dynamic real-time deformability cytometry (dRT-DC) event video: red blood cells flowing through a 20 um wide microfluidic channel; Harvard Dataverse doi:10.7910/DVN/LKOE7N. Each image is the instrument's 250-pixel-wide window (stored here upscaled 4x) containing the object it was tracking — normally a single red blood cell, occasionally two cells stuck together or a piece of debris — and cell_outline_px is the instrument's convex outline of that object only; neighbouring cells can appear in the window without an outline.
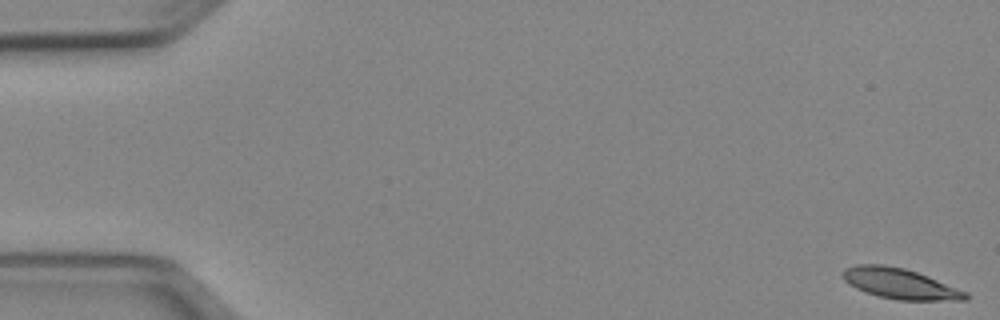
{"species": "Egyptian fruit bat (a non-hibernating species)", "species_latin": "Rousettus aegyptiacus", "temperature_condition": "cold", "stored_images_in_passage": 52, "camera_frame_rate_fps": 3000, "um_per_image_px": 0.085, "animal": {"sex": "female"}, "frame": {"image": 1, "passage_image": 1, "time_ms": 0.0, "image_size_px": [1000, 320], "cell_outline_px": [[968, 300], [900, 300], [880, 296], [856, 288], [848, 284], [840, 276], [840, 272], [844, 268], [856, 264], [884, 264], [904, 268], [916, 272], [968, 292]], "centroid_in_image_um": [76.45, 24.09], "position_along_channel_um": 8.6, "area_um2": 21.73}}
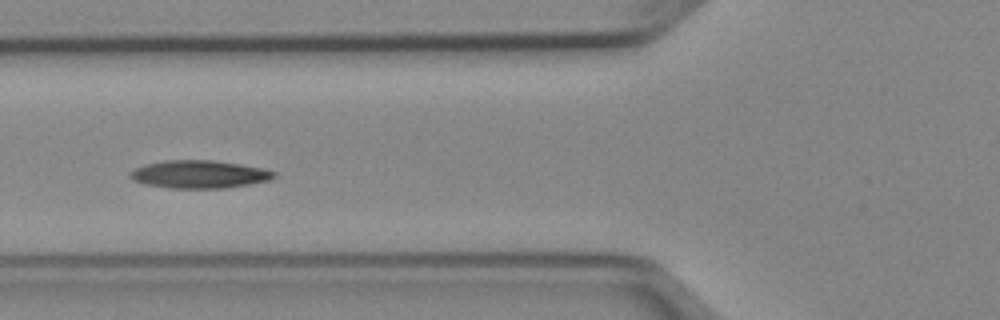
{"frame": {"image": 2, "passage_image": 20, "time_ms": 6.333, "image_size_px": [1000, 320], "cell_outline_px": [[276, 176], [268, 180], [248, 184], [224, 188], [168, 188], [144, 184], [132, 180], [128, 176], [136, 168], [144, 164], [168, 160], [212, 160], [240, 164], [264, 168], [276, 172]], "centroid_in_image_um": [16.92, 14.81], "position_along_channel_um": 108.9, "area_um2": 23.29}}
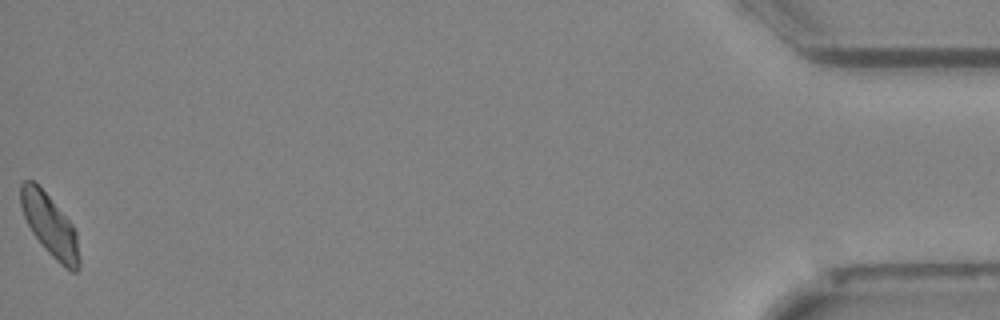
{"frame": {"image": 3, "passage_image": 52, "time_ms": 17.0, "image_size_px": [1000, 320], "cell_outline_px": [[80, 264], [76, 272], [72, 272], [64, 268], [44, 248], [32, 232], [24, 216], [20, 204], [20, 184], [24, 180], [32, 180], [48, 196], [72, 224], [76, 232], [80, 260]], "centroid_in_image_um": [4.24, 19.19], "position_along_channel_um": 431.0, "area_um2": 20.81}, "authors_computed_cell_mechanics": {"area_um2": 21.8484, "velocity_mm_per_s": 3.9222, "shape_relaxation_time_tau1_ms": 7.17, "shape_relaxation_time_tau2_ms": 6.0392, "deformation_change_tau1": 0.1549, "deformation_change_tau2": 0.1136}}